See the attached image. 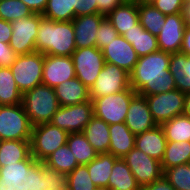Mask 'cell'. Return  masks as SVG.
<instances>
[{"label":"cell","instance_id":"40","mask_svg":"<svg viewBox=\"0 0 190 190\" xmlns=\"http://www.w3.org/2000/svg\"><path fill=\"white\" fill-rule=\"evenodd\" d=\"M43 190H69L67 174L59 173L42 162Z\"/></svg>","mask_w":190,"mask_h":190},{"label":"cell","instance_id":"29","mask_svg":"<svg viewBox=\"0 0 190 190\" xmlns=\"http://www.w3.org/2000/svg\"><path fill=\"white\" fill-rule=\"evenodd\" d=\"M117 159L118 157L110 153H103L98 154L94 160L86 165L90 178L96 186H108L109 176Z\"/></svg>","mask_w":190,"mask_h":190},{"label":"cell","instance_id":"31","mask_svg":"<svg viewBox=\"0 0 190 190\" xmlns=\"http://www.w3.org/2000/svg\"><path fill=\"white\" fill-rule=\"evenodd\" d=\"M22 95L10 67H0V105L21 104Z\"/></svg>","mask_w":190,"mask_h":190},{"label":"cell","instance_id":"20","mask_svg":"<svg viewBox=\"0 0 190 190\" xmlns=\"http://www.w3.org/2000/svg\"><path fill=\"white\" fill-rule=\"evenodd\" d=\"M166 144L167 140L160 125L135 136V147L159 162L163 159Z\"/></svg>","mask_w":190,"mask_h":190},{"label":"cell","instance_id":"43","mask_svg":"<svg viewBox=\"0 0 190 190\" xmlns=\"http://www.w3.org/2000/svg\"><path fill=\"white\" fill-rule=\"evenodd\" d=\"M97 13L96 0H76L75 17Z\"/></svg>","mask_w":190,"mask_h":190},{"label":"cell","instance_id":"13","mask_svg":"<svg viewBox=\"0 0 190 190\" xmlns=\"http://www.w3.org/2000/svg\"><path fill=\"white\" fill-rule=\"evenodd\" d=\"M94 116L91 100L70 106H60L51 123L68 133L82 132Z\"/></svg>","mask_w":190,"mask_h":190},{"label":"cell","instance_id":"4","mask_svg":"<svg viewBox=\"0 0 190 190\" xmlns=\"http://www.w3.org/2000/svg\"><path fill=\"white\" fill-rule=\"evenodd\" d=\"M22 105L32 126L51 122L60 108L54 88L44 84L24 92Z\"/></svg>","mask_w":190,"mask_h":190},{"label":"cell","instance_id":"44","mask_svg":"<svg viewBox=\"0 0 190 190\" xmlns=\"http://www.w3.org/2000/svg\"><path fill=\"white\" fill-rule=\"evenodd\" d=\"M16 57L17 54L9 44L0 42V67H10Z\"/></svg>","mask_w":190,"mask_h":190},{"label":"cell","instance_id":"55","mask_svg":"<svg viewBox=\"0 0 190 190\" xmlns=\"http://www.w3.org/2000/svg\"><path fill=\"white\" fill-rule=\"evenodd\" d=\"M184 4H187L190 2V0H183Z\"/></svg>","mask_w":190,"mask_h":190},{"label":"cell","instance_id":"28","mask_svg":"<svg viewBox=\"0 0 190 190\" xmlns=\"http://www.w3.org/2000/svg\"><path fill=\"white\" fill-rule=\"evenodd\" d=\"M30 154V140H0V167L25 160Z\"/></svg>","mask_w":190,"mask_h":190},{"label":"cell","instance_id":"6","mask_svg":"<svg viewBox=\"0 0 190 190\" xmlns=\"http://www.w3.org/2000/svg\"><path fill=\"white\" fill-rule=\"evenodd\" d=\"M43 65L44 54L40 52L17 55L10 69L22 94L42 84Z\"/></svg>","mask_w":190,"mask_h":190},{"label":"cell","instance_id":"3","mask_svg":"<svg viewBox=\"0 0 190 190\" xmlns=\"http://www.w3.org/2000/svg\"><path fill=\"white\" fill-rule=\"evenodd\" d=\"M0 190H43L42 162L30 154L0 167Z\"/></svg>","mask_w":190,"mask_h":190},{"label":"cell","instance_id":"2","mask_svg":"<svg viewBox=\"0 0 190 190\" xmlns=\"http://www.w3.org/2000/svg\"><path fill=\"white\" fill-rule=\"evenodd\" d=\"M72 21H53L43 17L35 39L36 51L44 55L71 56L76 50Z\"/></svg>","mask_w":190,"mask_h":190},{"label":"cell","instance_id":"46","mask_svg":"<svg viewBox=\"0 0 190 190\" xmlns=\"http://www.w3.org/2000/svg\"><path fill=\"white\" fill-rule=\"evenodd\" d=\"M140 190H175L168 180L162 176L160 179L141 187Z\"/></svg>","mask_w":190,"mask_h":190},{"label":"cell","instance_id":"27","mask_svg":"<svg viewBox=\"0 0 190 190\" xmlns=\"http://www.w3.org/2000/svg\"><path fill=\"white\" fill-rule=\"evenodd\" d=\"M108 187L111 190H140L130 168L122 158H118L113 165L108 180Z\"/></svg>","mask_w":190,"mask_h":190},{"label":"cell","instance_id":"37","mask_svg":"<svg viewBox=\"0 0 190 190\" xmlns=\"http://www.w3.org/2000/svg\"><path fill=\"white\" fill-rule=\"evenodd\" d=\"M33 12L21 0L0 1V19L13 22L30 16Z\"/></svg>","mask_w":190,"mask_h":190},{"label":"cell","instance_id":"18","mask_svg":"<svg viewBox=\"0 0 190 190\" xmlns=\"http://www.w3.org/2000/svg\"><path fill=\"white\" fill-rule=\"evenodd\" d=\"M124 123L135 135L157 126V123L153 120L146 97L136 94L131 99Z\"/></svg>","mask_w":190,"mask_h":190},{"label":"cell","instance_id":"23","mask_svg":"<svg viewBox=\"0 0 190 190\" xmlns=\"http://www.w3.org/2000/svg\"><path fill=\"white\" fill-rule=\"evenodd\" d=\"M106 17L117 30L118 35H123L125 31L131 30L140 23L138 4L123 2L120 6L111 11Z\"/></svg>","mask_w":190,"mask_h":190},{"label":"cell","instance_id":"30","mask_svg":"<svg viewBox=\"0 0 190 190\" xmlns=\"http://www.w3.org/2000/svg\"><path fill=\"white\" fill-rule=\"evenodd\" d=\"M190 162V141H167L163 159L161 161L162 171L178 165Z\"/></svg>","mask_w":190,"mask_h":190},{"label":"cell","instance_id":"54","mask_svg":"<svg viewBox=\"0 0 190 190\" xmlns=\"http://www.w3.org/2000/svg\"><path fill=\"white\" fill-rule=\"evenodd\" d=\"M140 0H123V2H128V3H138Z\"/></svg>","mask_w":190,"mask_h":190},{"label":"cell","instance_id":"11","mask_svg":"<svg viewBox=\"0 0 190 190\" xmlns=\"http://www.w3.org/2000/svg\"><path fill=\"white\" fill-rule=\"evenodd\" d=\"M42 18V14L33 13L11 22L12 35L9 46L17 55L30 54L36 51L35 39Z\"/></svg>","mask_w":190,"mask_h":190},{"label":"cell","instance_id":"42","mask_svg":"<svg viewBox=\"0 0 190 190\" xmlns=\"http://www.w3.org/2000/svg\"><path fill=\"white\" fill-rule=\"evenodd\" d=\"M152 4L165 15L182 13L185 5L183 0H155Z\"/></svg>","mask_w":190,"mask_h":190},{"label":"cell","instance_id":"8","mask_svg":"<svg viewBox=\"0 0 190 190\" xmlns=\"http://www.w3.org/2000/svg\"><path fill=\"white\" fill-rule=\"evenodd\" d=\"M136 94L137 93L130 87L127 90L115 94L90 99L93 103L94 116L104 120L109 125L123 123L131 99Z\"/></svg>","mask_w":190,"mask_h":190},{"label":"cell","instance_id":"48","mask_svg":"<svg viewBox=\"0 0 190 190\" xmlns=\"http://www.w3.org/2000/svg\"><path fill=\"white\" fill-rule=\"evenodd\" d=\"M33 13L43 14L48 0H21Z\"/></svg>","mask_w":190,"mask_h":190},{"label":"cell","instance_id":"26","mask_svg":"<svg viewBox=\"0 0 190 190\" xmlns=\"http://www.w3.org/2000/svg\"><path fill=\"white\" fill-rule=\"evenodd\" d=\"M169 72L172 74L176 89L183 93L190 92V56L182 52L171 54Z\"/></svg>","mask_w":190,"mask_h":190},{"label":"cell","instance_id":"47","mask_svg":"<svg viewBox=\"0 0 190 190\" xmlns=\"http://www.w3.org/2000/svg\"><path fill=\"white\" fill-rule=\"evenodd\" d=\"M12 35L11 22L0 19V42L9 44Z\"/></svg>","mask_w":190,"mask_h":190},{"label":"cell","instance_id":"34","mask_svg":"<svg viewBox=\"0 0 190 190\" xmlns=\"http://www.w3.org/2000/svg\"><path fill=\"white\" fill-rule=\"evenodd\" d=\"M167 141H190V117L182 114L160 125Z\"/></svg>","mask_w":190,"mask_h":190},{"label":"cell","instance_id":"10","mask_svg":"<svg viewBox=\"0 0 190 190\" xmlns=\"http://www.w3.org/2000/svg\"><path fill=\"white\" fill-rule=\"evenodd\" d=\"M71 58L76 77L90 89L105 64L102 50L96 46L76 49Z\"/></svg>","mask_w":190,"mask_h":190},{"label":"cell","instance_id":"9","mask_svg":"<svg viewBox=\"0 0 190 190\" xmlns=\"http://www.w3.org/2000/svg\"><path fill=\"white\" fill-rule=\"evenodd\" d=\"M130 88V74L122 68L105 62L96 81L89 89L90 99L115 94Z\"/></svg>","mask_w":190,"mask_h":190},{"label":"cell","instance_id":"25","mask_svg":"<svg viewBox=\"0 0 190 190\" xmlns=\"http://www.w3.org/2000/svg\"><path fill=\"white\" fill-rule=\"evenodd\" d=\"M122 36L132 45L139 57L159 50L157 36L145 30L140 23L125 31Z\"/></svg>","mask_w":190,"mask_h":190},{"label":"cell","instance_id":"35","mask_svg":"<svg viewBox=\"0 0 190 190\" xmlns=\"http://www.w3.org/2000/svg\"><path fill=\"white\" fill-rule=\"evenodd\" d=\"M141 26L152 35L157 36L165 24V14H162L153 4H138Z\"/></svg>","mask_w":190,"mask_h":190},{"label":"cell","instance_id":"32","mask_svg":"<svg viewBox=\"0 0 190 190\" xmlns=\"http://www.w3.org/2000/svg\"><path fill=\"white\" fill-rule=\"evenodd\" d=\"M67 145L76 157L78 165H87L98 155L82 132L69 133Z\"/></svg>","mask_w":190,"mask_h":190},{"label":"cell","instance_id":"33","mask_svg":"<svg viewBox=\"0 0 190 190\" xmlns=\"http://www.w3.org/2000/svg\"><path fill=\"white\" fill-rule=\"evenodd\" d=\"M43 163L49 168L67 175L78 166L76 157L69 149L67 143L56 149Z\"/></svg>","mask_w":190,"mask_h":190},{"label":"cell","instance_id":"15","mask_svg":"<svg viewBox=\"0 0 190 190\" xmlns=\"http://www.w3.org/2000/svg\"><path fill=\"white\" fill-rule=\"evenodd\" d=\"M186 23L183 13L166 15L165 24L157 35L158 48L166 53L180 52Z\"/></svg>","mask_w":190,"mask_h":190},{"label":"cell","instance_id":"12","mask_svg":"<svg viewBox=\"0 0 190 190\" xmlns=\"http://www.w3.org/2000/svg\"><path fill=\"white\" fill-rule=\"evenodd\" d=\"M145 97L157 125L184 113L185 93L178 89Z\"/></svg>","mask_w":190,"mask_h":190},{"label":"cell","instance_id":"21","mask_svg":"<svg viewBox=\"0 0 190 190\" xmlns=\"http://www.w3.org/2000/svg\"><path fill=\"white\" fill-rule=\"evenodd\" d=\"M54 90L60 106L76 105L90 100L89 88L77 77L61 83Z\"/></svg>","mask_w":190,"mask_h":190},{"label":"cell","instance_id":"5","mask_svg":"<svg viewBox=\"0 0 190 190\" xmlns=\"http://www.w3.org/2000/svg\"><path fill=\"white\" fill-rule=\"evenodd\" d=\"M69 133L51 122L32 126L30 148L31 155L43 162L60 146L67 143Z\"/></svg>","mask_w":190,"mask_h":190},{"label":"cell","instance_id":"49","mask_svg":"<svg viewBox=\"0 0 190 190\" xmlns=\"http://www.w3.org/2000/svg\"><path fill=\"white\" fill-rule=\"evenodd\" d=\"M180 52L190 56V26L186 25Z\"/></svg>","mask_w":190,"mask_h":190},{"label":"cell","instance_id":"41","mask_svg":"<svg viewBox=\"0 0 190 190\" xmlns=\"http://www.w3.org/2000/svg\"><path fill=\"white\" fill-rule=\"evenodd\" d=\"M118 36L117 30L106 17L99 25L96 32V47L103 50L112 39Z\"/></svg>","mask_w":190,"mask_h":190},{"label":"cell","instance_id":"19","mask_svg":"<svg viewBox=\"0 0 190 190\" xmlns=\"http://www.w3.org/2000/svg\"><path fill=\"white\" fill-rule=\"evenodd\" d=\"M105 18V15L96 13L78 16L72 20L76 49L96 46V32Z\"/></svg>","mask_w":190,"mask_h":190},{"label":"cell","instance_id":"45","mask_svg":"<svg viewBox=\"0 0 190 190\" xmlns=\"http://www.w3.org/2000/svg\"><path fill=\"white\" fill-rule=\"evenodd\" d=\"M97 13L107 16L116 7L123 3V0H96Z\"/></svg>","mask_w":190,"mask_h":190},{"label":"cell","instance_id":"53","mask_svg":"<svg viewBox=\"0 0 190 190\" xmlns=\"http://www.w3.org/2000/svg\"><path fill=\"white\" fill-rule=\"evenodd\" d=\"M94 190H111L108 186H96Z\"/></svg>","mask_w":190,"mask_h":190},{"label":"cell","instance_id":"14","mask_svg":"<svg viewBox=\"0 0 190 190\" xmlns=\"http://www.w3.org/2000/svg\"><path fill=\"white\" fill-rule=\"evenodd\" d=\"M122 159L130 168L140 187L151 184L163 176L161 162L134 147Z\"/></svg>","mask_w":190,"mask_h":190},{"label":"cell","instance_id":"17","mask_svg":"<svg viewBox=\"0 0 190 190\" xmlns=\"http://www.w3.org/2000/svg\"><path fill=\"white\" fill-rule=\"evenodd\" d=\"M102 52L105 62L115 64L129 74L139 59L132 45L122 35L112 39Z\"/></svg>","mask_w":190,"mask_h":190},{"label":"cell","instance_id":"36","mask_svg":"<svg viewBox=\"0 0 190 190\" xmlns=\"http://www.w3.org/2000/svg\"><path fill=\"white\" fill-rule=\"evenodd\" d=\"M75 6L76 0H48L42 16L53 21H72Z\"/></svg>","mask_w":190,"mask_h":190},{"label":"cell","instance_id":"39","mask_svg":"<svg viewBox=\"0 0 190 190\" xmlns=\"http://www.w3.org/2000/svg\"><path fill=\"white\" fill-rule=\"evenodd\" d=\"M69 190H94L96 185L92 182L87 166L78 165L67 175Z\"/></svg>","mask_w":190,"mask_h":190},{"label":"cell","instance_id":"1","mask_svg":"<svg viewBox=\"0 0 190 190\" xmlns=\"http://www.w3.org/2000/svg\"><path fill=\"white\" fill-rule=\"evenodd\" d=\"M170 57V53L161 50L139 57L130 73V87L144 97L176 89L169 72Z\"/></svg>","mask_w":190,"mask_h":190},{"label":"cell","instance_id":"22","mask_svg":"<svg viewBox=\"0 0 190 190\" xmlns=\"http://www.w3.org/2000/svg\"><path fill=\"white\" fill-rule=\"evenodd\" d=\"M109 136V153L115 157L122 158L135 147L136 135L124 122L109 125Z\"/></svg>","mask_w":190,"mask_h":190},{"label":"cell","instance_id":"24","mask_svg":"<svg viewBox=\"0 0 190 190\" xmlns=\"http://www.w3.org/2000/svg\"><path fill=\"white\" fill-rule=\"evenodd\" d=\"M82 133L98 154L109 153V124L104 120L93 116Z\"/></svg>","mask_w":190,"mask_h":190},{"label":"cell","instance_id":"38","mask_svg":"<svg viewBox=\"0 0 190 190\" xmlns=\"http://www.w3.org/2000/svg\"><path fill=\"white\" fill-rule=\"evenodd\" d=\"M163 176L175 190H190V165L182 164L165 169Z\"/></svg>","mask_w":190,"mask_h":190},{"label":"cell","instance_id":"16","mask_svg":"<svg viewBox=\"0 0 190 190\" xmlns=\"http://www.w3.org/2000/svg\"><path fill=\"white\" fill-rule=\"evenodd\" d=\"M75 77V68L71 56L44 55L42 84L55 88Z\"/></svg>","mask_w":190,"mask_h":190},{"label":"cell","instance_id":"7","mask_svg":"<svg viewBox=\"0 0 190 190\" xmlns=\"http://www.w3.org/2000/svg\"><path fill=\"white\" fill-rule=\"evenodd\" d=\"M32 125L24 107L0 105V140H31Z\"/></svg>","mask_w":190,"mask_h":190},{"label":"cell","instance_id":"50","mask_svg":"<svg viewBox=\"0 0 190 190\" xmlns=\"http://www.w3.org/2000/svg\"><path fill=\"white\" fill-rule=\"evenodd\" d=\"M182 13L186 25L190 26V2L184 5Z\"/></svg>","mask_w":190,"mask_h":190},{"label":"cell","instance_id":"51","mask_svg":"<svg viewBox=\"0 0 190 190\" xmlns=\"http://www.w3.org/2000/svg\"><path fill=\"white\" fill-rule=\"evenodd\" d=\"M184 115L190 117V92L185 93Z\"/></svg>","mask_w":190,"mask_h":190},{"label":"cell","instance_id":"52","mask_svg":"<svg viewBox=\"0 0 190 190\" xmlns=\"http://www.w3.org/2000/svg\"><path fill=\"white\" fill-rule=\"evenodd\" d=\"M155 0H140L137 4H152Z\"/></svg>","mask_w":190,"mask_h":190}]
</instances>
